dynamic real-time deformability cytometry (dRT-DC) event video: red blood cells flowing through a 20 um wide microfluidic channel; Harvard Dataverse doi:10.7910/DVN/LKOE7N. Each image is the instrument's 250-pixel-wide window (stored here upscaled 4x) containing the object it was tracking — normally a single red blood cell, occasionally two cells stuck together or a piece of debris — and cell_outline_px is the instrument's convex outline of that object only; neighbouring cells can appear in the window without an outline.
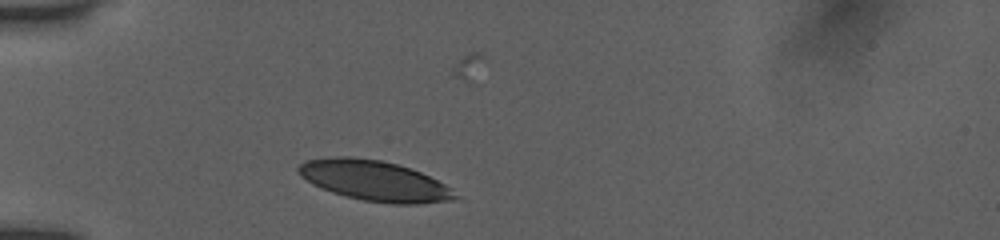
{"species": "human", "species_latin": "Homo sapiens", "temperature_condition": "room temperature", "stored_images_in_passage": 36, "camera_frame_rate_fps": 3000, "um_per_image_px": 0.085, "donor": {"sex": "female"}, "frame": {"image": 1, "passage_image": 6, "time_ms": 1.667, "image_size_px": [1000, 240], "cell_outline_px": [[460, 200], [416, 204], [392, 204], [364, 200], [332, 192], [312, 184], [300, 176], [296, 172], [296, 168], [304, 160], [332, 156], [352, 156], [380, 160], [396, 164], [420, 172], [452, 188], [460, 196]], "centroid_in_image_um": [31.83, 15.36], "position_along_channel_um": 53.2, "area_um2": 37.05}}
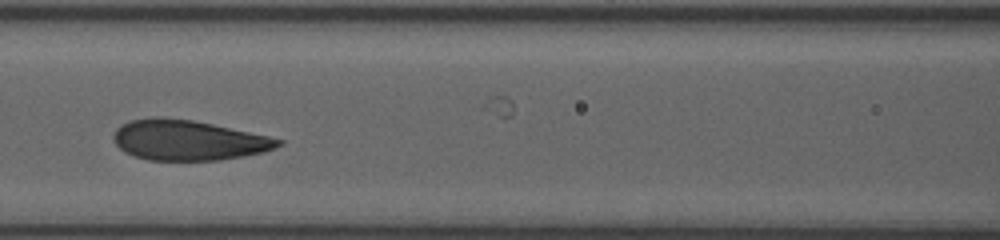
{"frame": {"image": 2, "passage_image": 15, "time_ms": 4.667, "image_size_px": [1000, 240], "cell_outline_px": [[284, 144], [264, 152], [220, 160], [148, 160], [132, 156], [124, 152], [112, 140], [112, 136], [116, 128], [120, 124], [128, 120], [156, 116], [160, 116], [192, 120], [212, 124], [268, 136], [284, 140]], "centroid_in_image_um": [15.94, 11.91], "position_along_channel_um": 150.7, "area_um2": 38.84}}
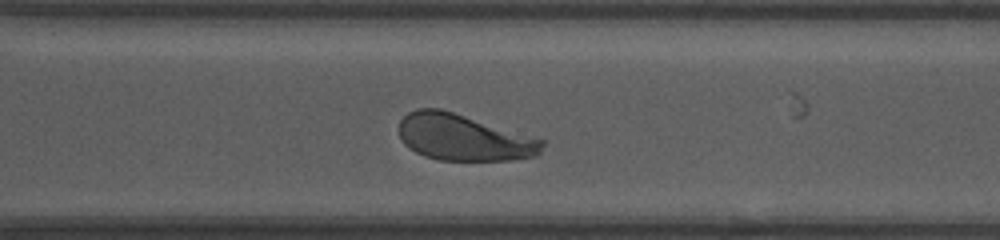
{"frame": {"image": 3, "passage_image": 29, "time_ms": 9.333, "image_size_px": [1000, 240], "cell_outline_px": [[544, 144], [540, 152], [536, 156], [512, 160], [440, 160], [424, 156], [416, 152], [404, 144], [400, 136], [400, 120], [408, 112], [416, 108], [440, 108], [544, 140]], "centroid_in_image_um": [39.39, 11.69], "position_along_channel_um": 331.2, "area_um2": 38.44}, "authors_computed_cell_mechanics": {"area_um2": 38.8994, "velocity_mm_per_s": 3.8788, "shape_relaxation_time_tau1_ms": 2.4056, "shape_relaxation_time_tau2_ms": null, "deformation_change_tau1": 0.1392, "deformation_change_tau2": null}}